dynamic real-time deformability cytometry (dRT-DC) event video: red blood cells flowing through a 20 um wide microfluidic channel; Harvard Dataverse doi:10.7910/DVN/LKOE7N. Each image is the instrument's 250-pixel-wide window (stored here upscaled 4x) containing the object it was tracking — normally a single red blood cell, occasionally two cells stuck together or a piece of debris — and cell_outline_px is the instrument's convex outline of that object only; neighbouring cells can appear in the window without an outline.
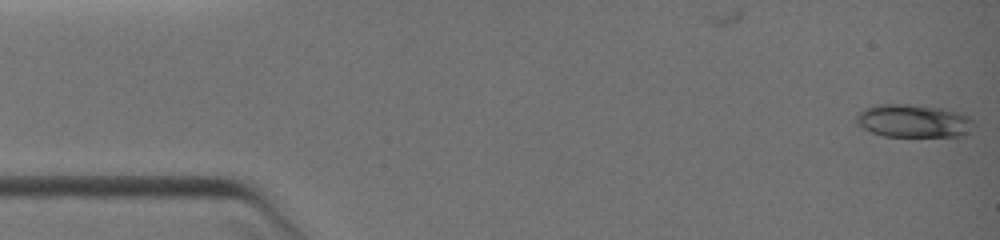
{"species": "common noctule bat (a hibernating species)", "species_latin": "Nyctalus noctula", "temperature_condition": "warm", "stored_images_in_passage": 32, "camera_frame_rate_fps": 3000, "um_per_image_px": 0.085, "animal": {"sex": "female", "body_mass_g": 19.0, "forearm_length_mm": 51.5}, "frame": {"image": 1, "passage_image": 1, "time_ms": 0.0, "image_size_px": [1000, 240], "cell_outline_px": [[972, 120], [964, 132], [956, 136], [884, 136], [872, 132], [864, 128], [856, 120], [856, 116], [860, 112], [868, 108], [880, 104], [908, 104], [940, 108], [968, 116]], "centroid_in_image_um": [77.56, 10.27], "position_along_channel_um": 7.4, "area_um2": 21.62}}
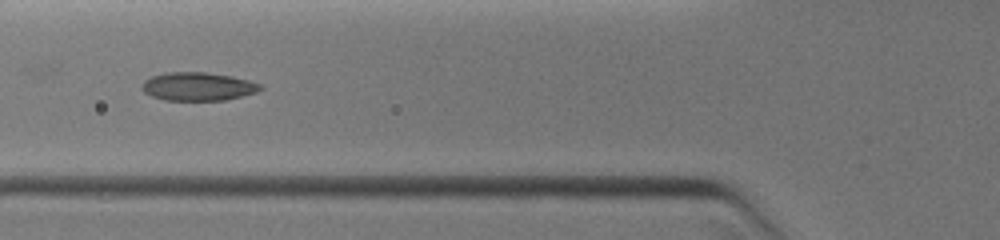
{"frame": {"image": 2, "passage_image": 20, "time_ms": 4.667, "image_size_px": [1000, 240], "cell_outline_px": [[264, 88], [256, 92], [224, 100], [164, 100], [152, 96], [144, 92], [140, 88], [144, 80], [152, 76], [168, 72], [208, 72], [232, 76], [248, 80], [260, 84]], "centroid_in_image_um": [16.81, 7.34], "position_along_channel_um": 109.0, "area_um2": 19.54}}
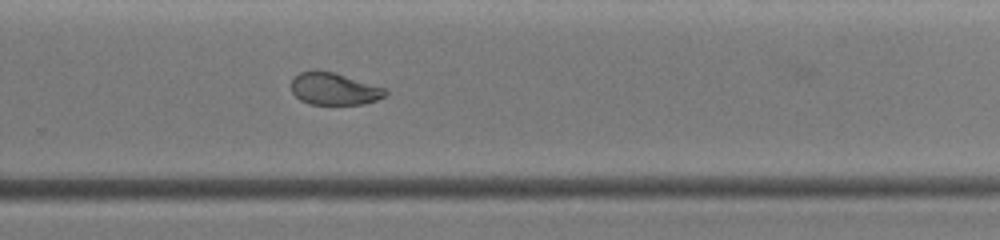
{"frame": {"image": 3, "passage_image": 32, "time_ms": 8.667, "image_size_px": [1000, 240], "cell_outline_px": [[388, 92], [384, 96], [376, 100], [364, 104], [308, 104], [300, 100], [292, 92], [292, 76], [300, 72], [332, 72], [388, 88]], "centroid_in_image_um": [28.42, 7.57], "position_along_channel_um": 301.4, "area_um2": 17.46}}